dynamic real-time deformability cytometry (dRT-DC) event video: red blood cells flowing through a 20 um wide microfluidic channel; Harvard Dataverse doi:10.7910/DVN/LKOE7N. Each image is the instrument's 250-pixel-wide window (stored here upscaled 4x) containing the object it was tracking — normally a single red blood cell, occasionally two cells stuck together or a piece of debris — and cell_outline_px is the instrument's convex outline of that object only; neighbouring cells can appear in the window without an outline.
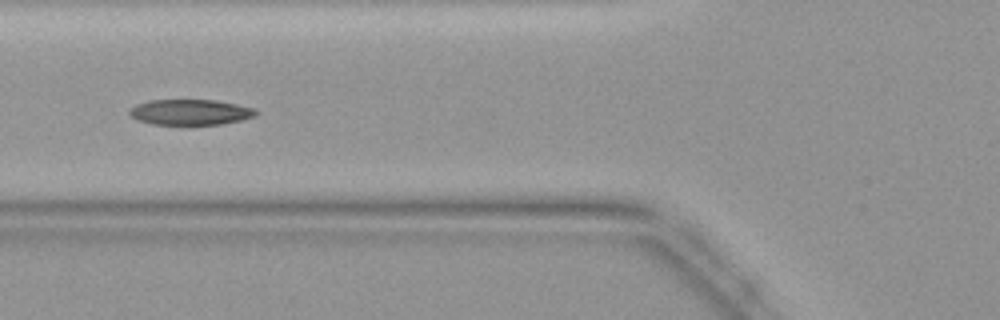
{"species": "common noctule bat (a hibernating species)", "species_latin": "Nyctalus noctula", "temperature_condition": "warm", "stored_images_in_passage": 29, "camera_frame_rate_fps": 3000, "um_per_image_px": 0.085, "animal": {"sex": "female", "body_mass_g": 19.9}, "frame": {"image": 1, "passage_image": 5, "time_ms": 1.333, "image_size_px": [1000, 320], "cell_outline_px": [[260, 112], [256, 116], [240, 120], [220, 124], [152, 124], [136, 120], [128, 112], [136, 104], [148, 100], [216, 100], [256, 108]], "centroid_in_image_um": [16.2, 9.52], "position_along_channel_um": 109.6, "area_um2": 18.84}}